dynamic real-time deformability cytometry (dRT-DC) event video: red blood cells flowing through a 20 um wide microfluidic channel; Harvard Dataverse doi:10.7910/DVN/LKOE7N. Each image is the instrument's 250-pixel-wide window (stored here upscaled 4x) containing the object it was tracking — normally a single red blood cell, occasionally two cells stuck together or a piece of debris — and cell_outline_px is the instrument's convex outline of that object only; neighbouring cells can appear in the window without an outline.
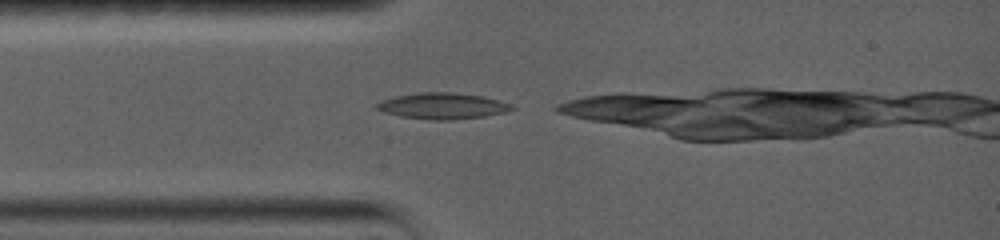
{"species": "common noctule bat (a hibernating species)", "species_latin": "Nyctalus noctula", "temperature_condition": "warm", "stored_images_in_passage": 4, "camera_frame_rate_fps": 5000, "um_per_image_px": 0.085, "animal": {"sex": "female", "body_mass_g": 19.0, "forearm_length_mm": 56.7}, "frame": {"image": 1, "passage_image": 1, "time_ms": 0.0, "image_size_px": [1000, 240], "cell_outline_px": [[516, 108], [504, 112], [484, 116], [452, 120], [428, 120], [400, 116], [384, 112], [376, 108], [376, 104], [380, 100], [396, 96], [420, 92], [452, 92], [484, 96], [512, 104]], "centroid_in_image_um": [37.61, 9.0], "position_along_channel_um": 47.4, "area_um2": 20.63}}